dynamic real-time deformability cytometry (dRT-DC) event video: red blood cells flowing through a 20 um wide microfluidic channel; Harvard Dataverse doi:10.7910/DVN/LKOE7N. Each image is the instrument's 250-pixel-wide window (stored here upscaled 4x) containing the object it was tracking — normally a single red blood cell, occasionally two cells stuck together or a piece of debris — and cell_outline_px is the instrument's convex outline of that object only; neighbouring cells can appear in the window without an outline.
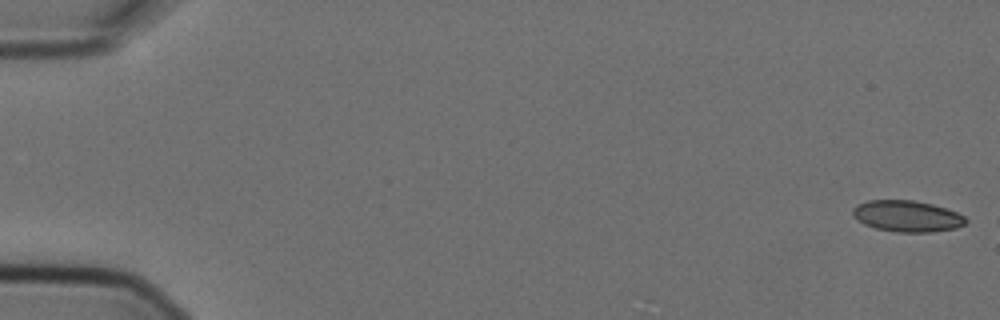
{"species": "Egyptian fruit bat (a non-hibernating species)", "species_latin": "Rousettus aegyptiacus", "temperature_condition": "cold", "stored_images_in_passage": 3, "camera_frame_rate_fps": 3000, "um_per_image_px": 0.085, "animal": {"sex": "female"}, "frame": {"image": 1, "passage_image": 1, "time_ms": 0.0, "image_size_px": [1000, 320], "cell_outline_px": [[968, 220], [964, 224], [956, 228], [932, 232], [896, 232], [876, 228], [864, 224], [856, 220], [852, 216], [852, 208], [856, 204], [868, 200], [916, 200], [932, 204], [956, 212], [964, 216]], "centroid_in_image_um": [77.06, 18.37], "position_along_channel_um": 7.9, "area_um2": 20.75}}